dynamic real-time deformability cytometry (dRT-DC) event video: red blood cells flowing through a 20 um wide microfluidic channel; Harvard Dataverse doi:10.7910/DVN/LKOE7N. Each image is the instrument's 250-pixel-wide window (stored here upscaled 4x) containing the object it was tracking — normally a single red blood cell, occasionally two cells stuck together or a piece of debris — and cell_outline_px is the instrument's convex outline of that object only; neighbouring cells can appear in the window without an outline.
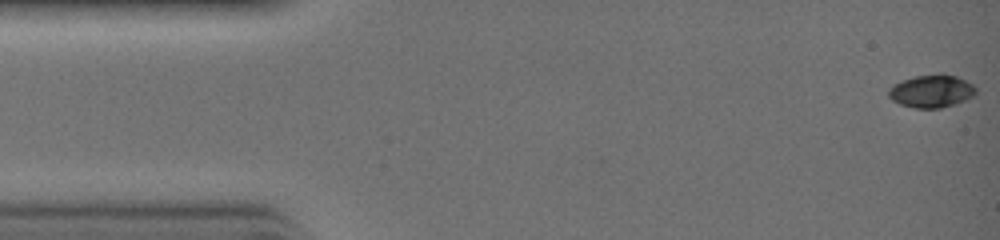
{"species": "common noctule bat (a hibernating species)", "species_latin": "Nyctalus noctula", "temperature_condition": "warm", "stored_images_in_passage": 32, "camera_frame_rate_fps": 3000, "um_per_image_px": 0.085, "animal": {"sex": "female", "body_mass_g": 19.0, "forearm_length_mm": 51.5}, "frame": {"image": 1, "passage_image": 1, "time_ms": 0.0, "image_size_px": [1000, 240], "cell_outline_px": [[976, 96], [940, 108], [916, 108], [900, 104], [892, 100], [888, 96], [888, 88], [900, 80], [916, 76], [940, 72], [956, 76], [972, 84], [976, 88]], "centroid_in_image_um": [79.17, 7.72], "position_along_channel_um": 5.8, "area_um2": 16.82}}
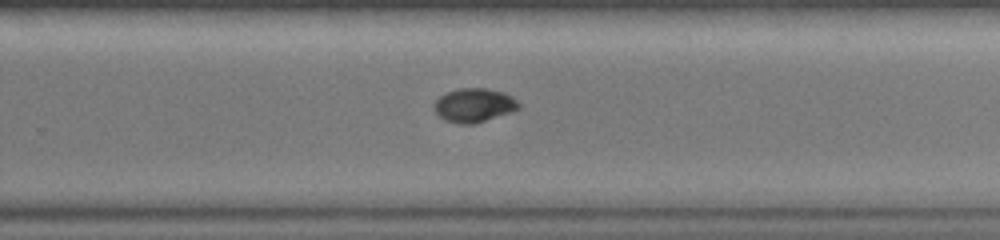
{"frame": {"image": 2, "passage_image": 21, "time_ms": 6.667, "image_size_px": [1000, 240], "cell_outline_px": [[520, 108], [512, 112], [476, 124], [460, 124], [444, 120], [432, 108], [432, 104], [440, 96], [448, 92], [460, 88], [484, 88], [504, 92], [512, 96], [520, 104]], "centroid_in_image_um": [40.3, 8.95], "position_along_channel_um": 289.5, "area_um2": 16.88}}
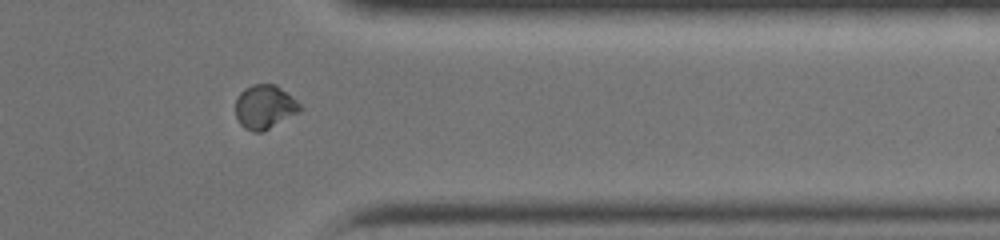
{"frame": {"image": 3, "passage_image": 26, "time_ms": 8.333, "image_size_px": [1000, 240], "cell_outline_px": [[300, 112], [264, 132], [252, 132], [244, 128], [240, 124], [236, 116], [236, 100], [240, 92], [244, 88], [252, 84], [276, 84], [292, 96], [300, 104]], "centroid_in_image_um": [22.49, 9.1], "position_along_channel_um": 388.9, "area_um2": 16.7}}